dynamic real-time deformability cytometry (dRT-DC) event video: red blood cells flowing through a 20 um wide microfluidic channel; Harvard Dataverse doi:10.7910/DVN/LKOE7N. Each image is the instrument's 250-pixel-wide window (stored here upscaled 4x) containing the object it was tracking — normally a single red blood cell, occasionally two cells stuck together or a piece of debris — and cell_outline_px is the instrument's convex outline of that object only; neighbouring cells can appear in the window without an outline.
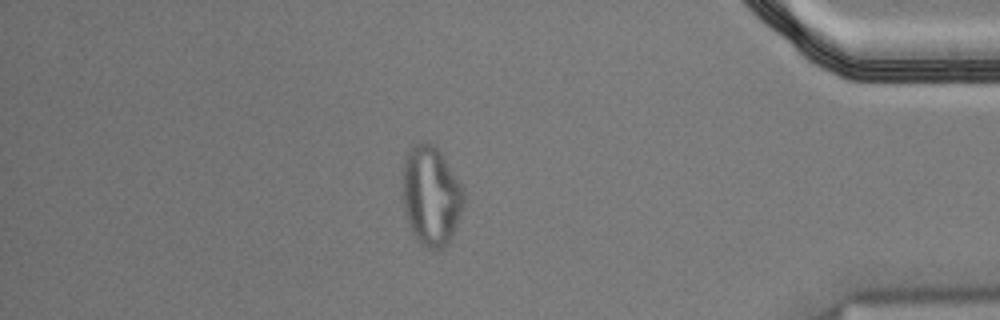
{"species": "Egyptian fruit bat (a non-hibernating species)", "species_latin": "Rousettus aegyptiacus", "temperature_condition": "cold", "stored_images_in_passage": 57, "segment_of_instrument_passage": [2, 2], "camera_frame_rate_fps": 3000, "um_per_image_px": 0.085, "animal": {"sex": "male"}, "frame": {"image": 1, "passage_image": 49, "time_ms": 16.0, "image_size_px": [1000, 320], "cell_outline_px": [[464, 204], [456, 228], [448, 244], [444, 248], [428, 248], [420, 244], [416, 240], [408, 224], [400, 200], [400, 188], [404, 156], [412, 144], [420, 140], [424, 140], [432, 144], [440, 152], [464, 188]], "centroid_in_image_um": [36.58, 16.62], "position_along_channel_um": 398.6, "area_um2": 36.65}}